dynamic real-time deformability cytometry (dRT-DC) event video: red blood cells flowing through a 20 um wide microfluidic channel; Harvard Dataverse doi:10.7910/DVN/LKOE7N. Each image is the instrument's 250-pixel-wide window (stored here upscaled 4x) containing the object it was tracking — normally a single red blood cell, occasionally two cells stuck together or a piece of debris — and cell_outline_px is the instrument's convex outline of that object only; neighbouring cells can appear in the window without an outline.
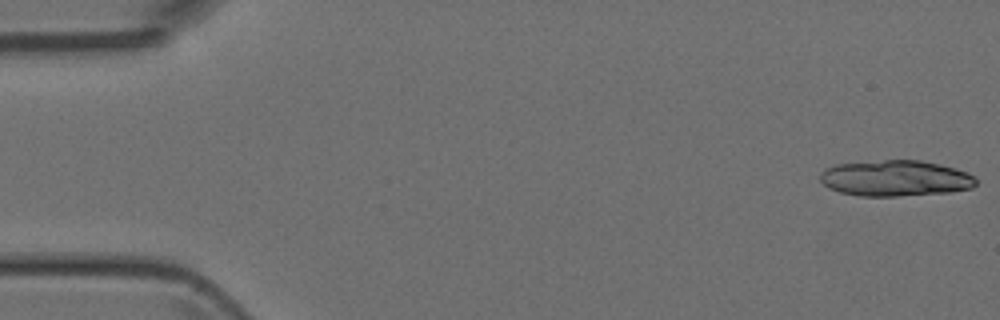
{"species": "Egyptian fruit bat (a non-hibernating species)", "species_latin": "Rousettus aegyptiacus", "temperature_condition": "room temperature", "stored_images_in_passage": 17, "camera_frame_rate_fps": 3000, "um_per_image_px": 0.085, "animal": {"sex": "female"}, "frame": {"image": 1, "passage_image": 1, "time_ms": 0.0, "image_size_px": [1000, 320], "cell_outline_px": [[976, 184], [972, 188], [948, 192], [896, 196], [860, 196], [840, 192], [828, 188], [820, 180], [820, 176], [828, 168], [836, 164], [884, 160], [920, 160], [940, 164], [956, 168], [968, 172], [976, 176]], "centroid_in_image_um": [76.15, 15.15], "position_along_channel_um": 8.8, "area_um2": 32.6}}